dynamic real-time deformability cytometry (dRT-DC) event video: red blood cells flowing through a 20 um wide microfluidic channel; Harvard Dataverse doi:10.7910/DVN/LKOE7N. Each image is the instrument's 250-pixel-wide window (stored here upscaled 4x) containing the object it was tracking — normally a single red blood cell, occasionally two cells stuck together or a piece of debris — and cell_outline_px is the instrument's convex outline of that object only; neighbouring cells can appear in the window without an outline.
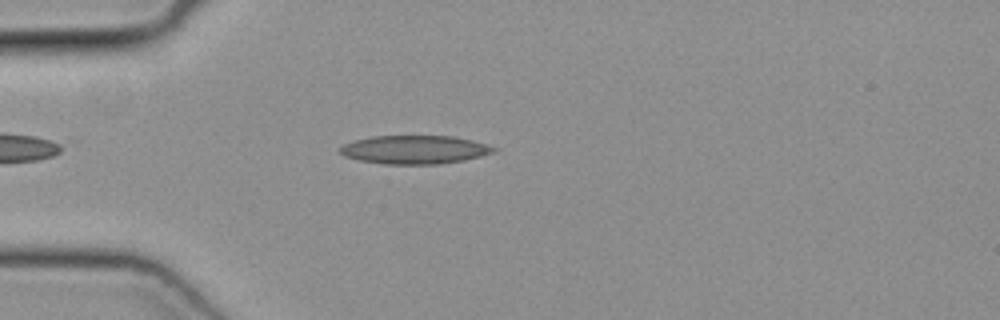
{"species": "common noctule bat (a hibernating species)", "species_latin": "Nyctalus noctula", "temperature_condition": "cold", "stored_images_in_passage": 31, "camera_frame_rate_fps": 3000, "um_per_image_px": 0.085, "animal": {"sex": "female", "body_mass_g": 19.3, "forearm_length_mm": 54.1}, "frame": {"image": 1, "passage_image": 2, "time_ms": 0.333, "image_size_px": [1000, 320], "cell_outline_px": [[496, 152], [464, 160], [440, 164], [384, 164], [360, 160], [344, 156], [340, 152], [340, 148], [344, 144], [356, 140], [372, 136], [452, 136], [484, 144], [496, 148]], "centroid_in_image_um": [35.23, 12.73], "position_along_channel_um": 49.8, "area_um2": 25.2}}
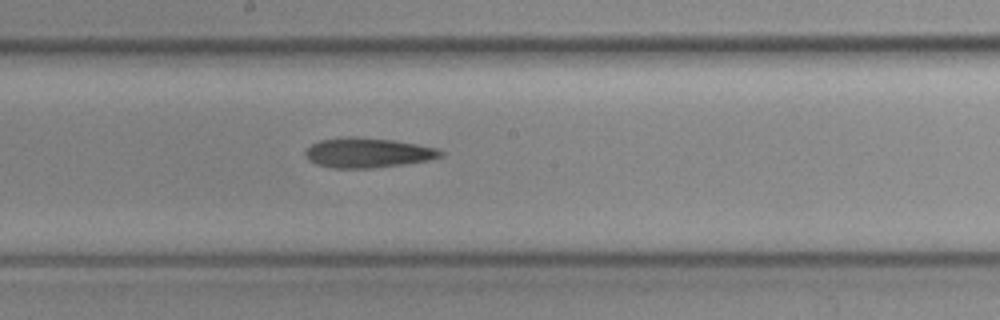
{"frame": {"image": 2, "passage_image": 15, "time_ms": 4.667, "image_size_px": [1000, 320], "cell_outline_px": [[444, 156], [428, 160], [404, 164], [372, 168], [332, 168], [316, 164], [308, 160], [304, 152], [312, 144], [320, 140], [348, 136], [352, 136], [392, 140], [416, 144], [436, 148], [444, 152]], "centroid_in_image_um": [31.25, 12.99], "position_along_channel_um": 217.0, "area_um2": 23.47}}
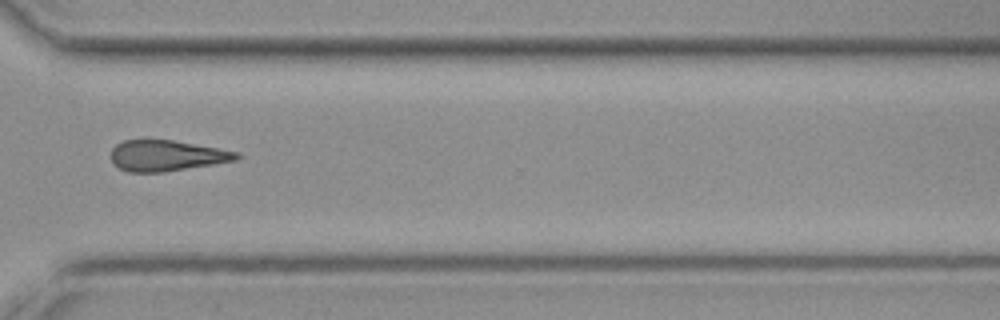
{"frame": {"image": 3, "passage_image": 25, "time_ms": 8.0, "image_size_px": [1000, 320], "cell_outline_px": [[244, 156], [236, 160], [164, 172], [128, 172], [112, 164], [112, 148], [116, 144], [124, 140], [172, 140], [240, 152]], "centroid_in_image_um": [14.18, 13.23], "position_along_channel_um": 356.4, "area_um2": 22.48}}